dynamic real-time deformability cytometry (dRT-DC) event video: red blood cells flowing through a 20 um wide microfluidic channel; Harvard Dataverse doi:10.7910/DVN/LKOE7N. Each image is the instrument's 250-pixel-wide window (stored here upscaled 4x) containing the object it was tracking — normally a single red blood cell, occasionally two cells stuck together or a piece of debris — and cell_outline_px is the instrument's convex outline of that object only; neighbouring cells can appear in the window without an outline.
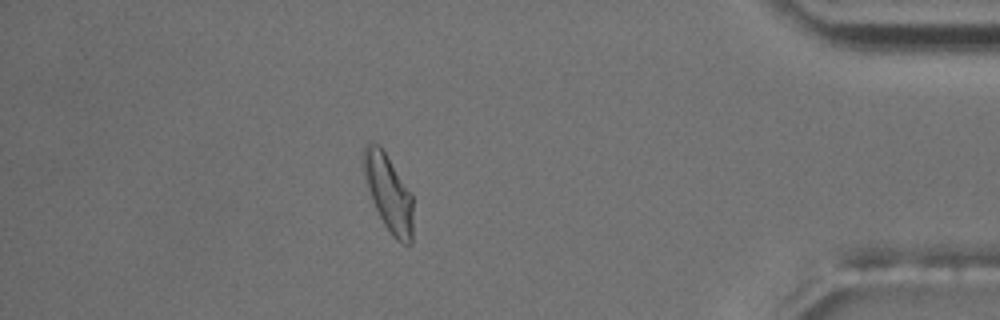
{"species": "common noctule bat (a hibernating species)", "species_latin": "Nyctalus noctula", "temperature_condition": "room temperature", "stored_images_in_passage": 53, "camera_frame_rate_fps": 3000, "um_per_image_px": 0.085, "animal": {"sex": "male", "body_mass_g": 17.5, "forearm_length_mm": 52.3}, "frame": {"image": 1, "passage_image": 46, "time_ms": 15.0, "image_size_px": [1000, 320], "cell_outline_px": [[412, 244], [404, 244], [396, 240], [392, 236], [384, 224], [372, 200], [364, 180], [364, 144], [368, 140], [372, 140], [380, 144], [412, 192]], "centroid_in_image_um": [33.03, 16.35], "position_along_channel_um": 402.2, "area_um2": 22.43}, "authors_computed_cell_mechanics": {"area_um2": 19.941, "velocity_mm_per_s": 3.6768, "shape_relaxation_time_tau1_ms": 3.618, "shape_relaxation_time_tau2_ms": 2.0898, "deformation_change_tau1": 0.1452, "deformation_change_tau2": 0.0939}}